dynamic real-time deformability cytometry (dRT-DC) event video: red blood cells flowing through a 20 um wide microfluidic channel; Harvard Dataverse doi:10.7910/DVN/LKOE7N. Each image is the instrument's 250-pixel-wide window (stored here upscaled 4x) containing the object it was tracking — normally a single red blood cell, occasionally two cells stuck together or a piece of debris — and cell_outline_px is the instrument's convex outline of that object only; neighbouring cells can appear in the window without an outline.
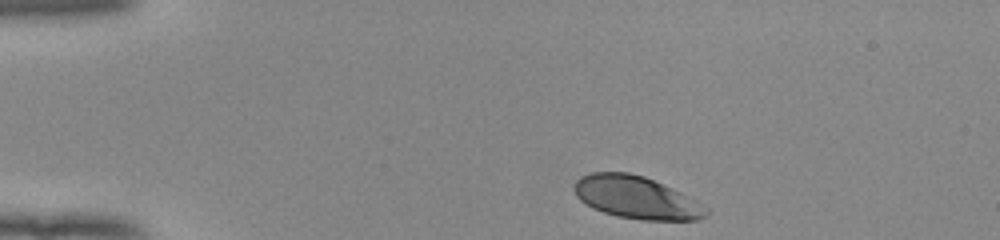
{"species": "human", "species_latin": "Homo sapiens", "temperature_condition": "room temperature", "stored_images_in_passage": 37, "camera_frame_rate_fps": 3000, "um_per_image_px": 0.085, "donor": {"sex": "female"}, "frame": {"image": 1, "passage_image": 1, "time_ms": 0.0, "image_size_px": [1000, 240], "cell_outline_px": [[708, 212], [704, 216], [696, 220], [640, 220], [616, 216], [592, 208], [580, 200], [576, 196], [572, 188], [576, 180], [580, 176], [592, 172], [628, 172], [644, 176], [708, 208]], "centroid_in_image_um": [53.98, 16.79], "position_along_channel_um": 31.0, "area_um2": 32.14}}
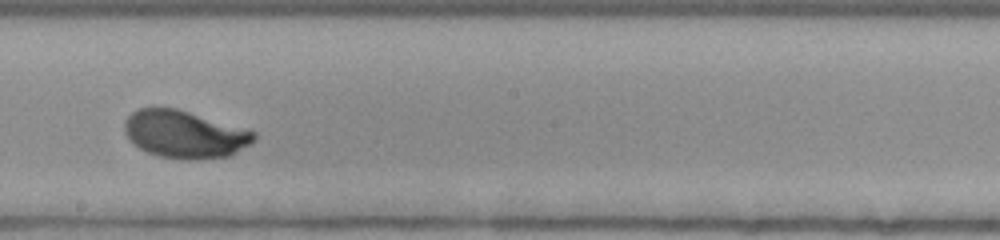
{"frame": {"image": 2, "passage_image": 22, "time_ms": 7.0, "image_size_px": [1000, 240], "cell_outline_px": [[256, 136], [252, 144], [232, 156], [192, 160], [188, 160], [160, 156], [148, 152], [132, 144], [124, 132], [124, 120], [132, 112], [140, 108], [176, 108], [256, 132]], "centroid_in_image_um": [15.7, 11.43], "position_along_channel_um": 232.5, "area_um2": 35.89}}
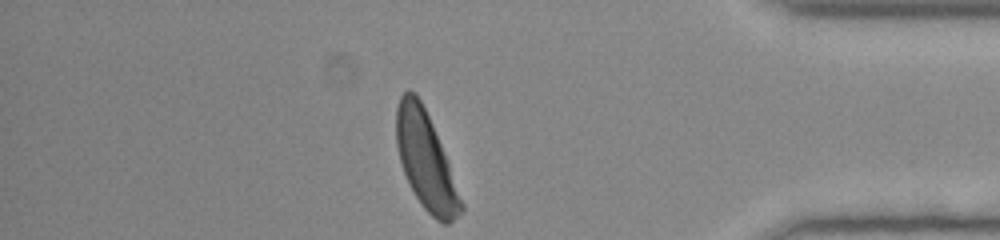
{"frame": {"image": 3, "passage_image": 37, "time_ms": 12.0, "image_size_px": [1000, 240], "cell_outline_px": [[464, 212], [448, 224], [444, 224], [436, 220], [424, 208], [416, 196], [404, 172], [400, 160], [396, 144], [396, 108], [400, 96], [408, 88], [420, 100], [432, 124], [464, 204]], "centroid_in_image_um": [36.18, 13.68], "position_along_channel_um": 399.0, "area_um2": 35.84}, "authors_computed_cell_mechanics": {"area_um2": 35.2002, "velocity_mm_per_s": 3.8949, "shape_relaxation_time_tau1_ms": 2.7738, "shape_relaxation_time_tau2_ms": null, "deformation_change_tau1": 0.1544, "deformation_change_tau2": null}}